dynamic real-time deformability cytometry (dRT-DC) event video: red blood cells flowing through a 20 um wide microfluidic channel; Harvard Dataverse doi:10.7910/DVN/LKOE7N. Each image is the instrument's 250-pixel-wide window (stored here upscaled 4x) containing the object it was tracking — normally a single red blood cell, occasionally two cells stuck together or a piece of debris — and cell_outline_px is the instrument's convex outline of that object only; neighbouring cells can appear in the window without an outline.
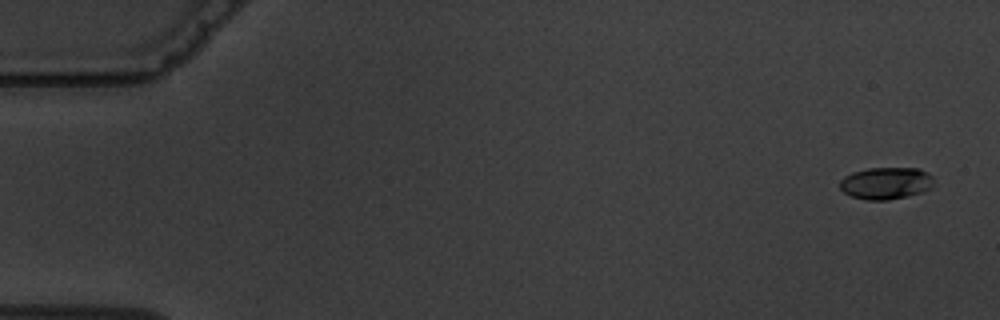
{"species": "common noctule bat (a hibernating species)", "species_latin": "Nyctalus noctula", "temperature_condition": "warm", "stored_images_in_passage": 5, "camera_frame_rate_fps": 3000, "um_per_image_px": 0.085, "animal": {"sex": "male", "body_mass_g": 19.5, "forearm_length_mm": 54.6}, "frame": {"image": 1, "passage_image": 1, "time_ms": 0.0, "image_size_px": [1000, 320], "cell_outline_px": [[932, 188], [908, 196], [888, 200], [868, 200], [852, 196], [844, 192], [840, 188], [840, 180], [844, 176], [852, 172], [868, 168], [920, 168], [928, 172], [932, 176]], "centroid_in_image_um": [75.3, 15.56], "position_along_channel_um": 9.7, "area_um2": 17.57}}